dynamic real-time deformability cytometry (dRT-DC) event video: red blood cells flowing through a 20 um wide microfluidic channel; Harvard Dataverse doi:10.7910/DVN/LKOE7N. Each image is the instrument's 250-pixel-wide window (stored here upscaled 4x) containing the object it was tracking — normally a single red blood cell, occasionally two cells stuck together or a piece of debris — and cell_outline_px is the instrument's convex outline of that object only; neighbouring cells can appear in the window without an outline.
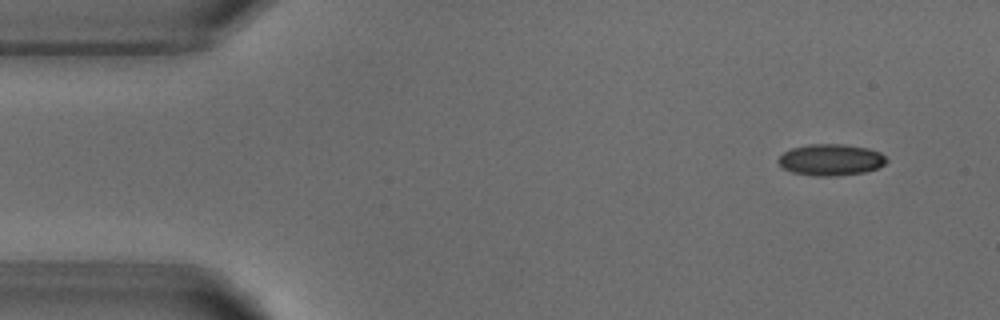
{"species": "common noctule bat (a hibernating species)", "species_latin": "Nyctalus noctula", "temperature_condition": "warm", "stored_images_in_passage": 3, "camera_frame_rate_fps": 3000, "um_per_image_px": 0.085, "animal": {"sex": "male", "body_mass_g": 18.8}, "frame": {"image": 1, "passage_image": 1, "time_ms": 0.0, "image_size_px": [1000, 320], "cell_outline_px": [[888, 160], [884, 164], [876, 168], [864, 172], [832, 176], [812, 176], [792, 172], [784, 168], [776, 160], [784, 152], [792, 148], [808, 144], [844, 144], [868, 148], [880, 152]], "centroid_in_image_um": [70.6, 13.58], "position_along_channel_um": 14.4, "area_um2": 19.77}}
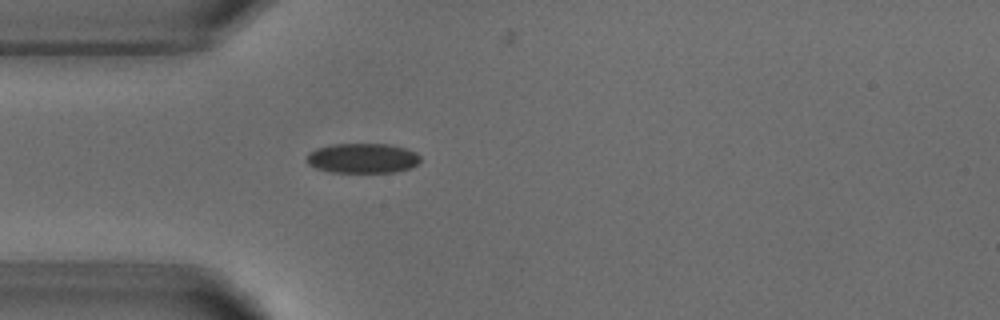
{"frame": {"image": 2, "passage_image": 3, "time_ms": 3.333, "image_size_px": [1000, 320], "cell_outline_px": [[420, 160], [412, 168], [396, 172], [328, 172], [316, 168], [308, 164], [304, 160], [308, 152], [316, 148], [332, 144], [388, 144], [404, 148], [416, 152], [420, 156]], "centroid_in_image_um": [30.78, 13.45], "position_along_channel_um": 54.2, "area_um2": 20.0}}